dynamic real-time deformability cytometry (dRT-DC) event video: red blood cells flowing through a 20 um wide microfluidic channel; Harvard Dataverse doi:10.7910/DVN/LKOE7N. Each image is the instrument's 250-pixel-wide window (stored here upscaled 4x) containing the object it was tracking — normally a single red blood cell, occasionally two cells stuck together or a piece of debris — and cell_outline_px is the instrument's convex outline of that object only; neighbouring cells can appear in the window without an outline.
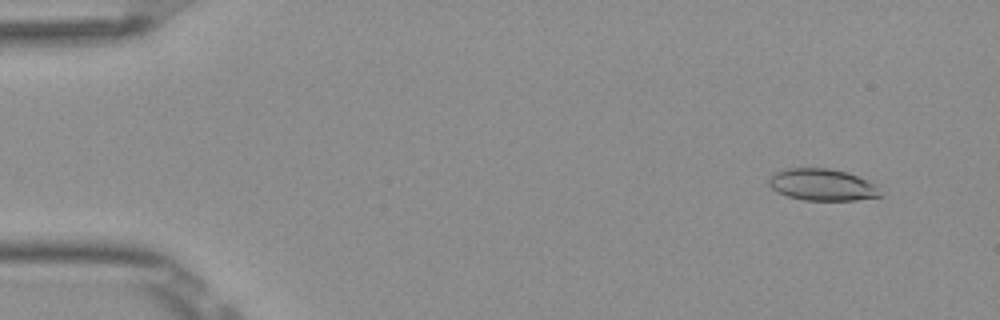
{"species": "Egyptian fruit bat (a non-hibernating species)", "species_latin": "Rousettus aegyptiacus", "temperature_condition": "room temperature", "stored_images_in_passage": 53, "camera_frame_rate_fps": 3000, "um_per_image_px": 0.085, "frame": {"image": 1, "passage_image": 5, "time_ms": 1.333, "image_size_px": [1000, 320], "cell_outline_px": [[880, 196], [856, 200], [804, 200], [788, 196], [772, 188], [768, 184], [768, 180], [772, 172], [784, 168], [828, 168], [848, 172], [876, 184]], "centroid_in_image_um": [69.85, 15.68], "position_along_channel_um": 15.2, "area_um2": 20.63}}
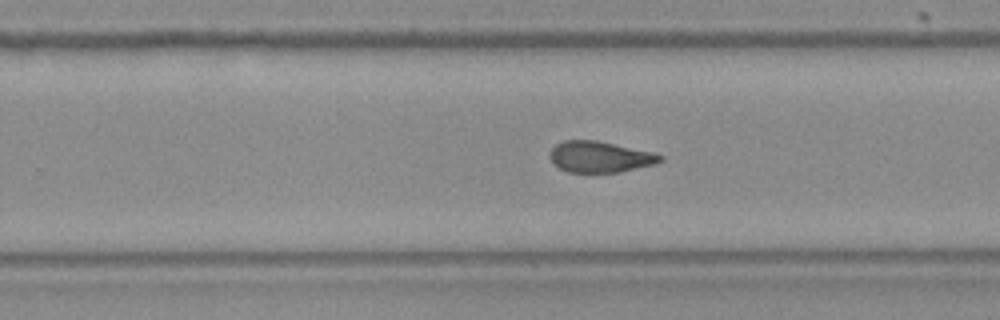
{"frame": {"image": 2, "passage_image": 34, "time_ms": 11.0, "image_size_px": [1000, 320], "cell_outline_px": [[664, 160], [656, 164], [620, 172], [568, 172], [552, 164], [548, 156], [548, 152], [556, 144], [564, 140], [596, 140], [656, 152], [664, 156]], "centroid_in_image_um": [51.01, 13.33], "position_along_channel_um": 278.8, "area_um2": 20.4}}
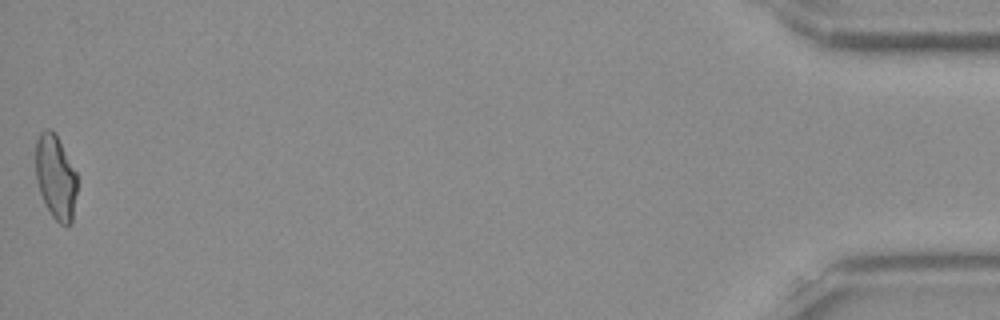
{"frame": {"image": 3, "passage_image": 53, "time_ms": 17.333, "image_size_px": [1000, 320], "cell_outline_px": [[76, 192], [72, 224], [60, 224], [52, 216], [40, 192], [36, 180], [36, 140], [40, 132], [48, 128], [56, 136], [76, 172]], "centroid_in_image_um": [4.72, 15.07], "position_along_channel_um": 430.5, "area_um2": 19.88}, "authors_computed_cell_mechanics": {"area_um2": 20.6346, "velocity_mm_per_s": 3.8976, "shape_relaxation_time_tau1_ms": null, "shape_relaxation_time_tau2_ms": 2.9385, "deformation_change_tau1": null, "deformation_change_tau2": 0.09}}